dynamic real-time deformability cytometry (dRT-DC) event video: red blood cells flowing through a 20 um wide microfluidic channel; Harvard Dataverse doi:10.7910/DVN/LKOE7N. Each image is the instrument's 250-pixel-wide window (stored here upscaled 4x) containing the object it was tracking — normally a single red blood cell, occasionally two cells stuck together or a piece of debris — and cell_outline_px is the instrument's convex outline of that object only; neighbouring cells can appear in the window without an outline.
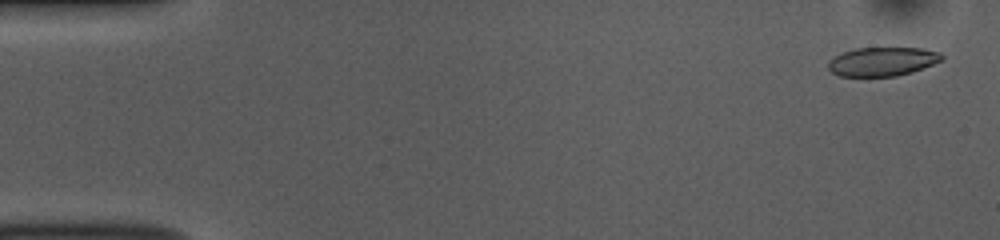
{"species": "common noctule bat (a hibernating species)", "species_latin": "Nyctalus noctula", "temperature_condition": "room temperature", "stored_images_in_passage": 52, "camera_frame_rate_fps": 3000, "um_per_image_px": 0.085, "animal": {"sex": "female", "body_mass_g": 10.0, "forearm_length_mm": 53.1}, "frame": {"image": 1, "passage_image": 2, "time_ms": 0.333, "image_size_px": [1000, 240], "cell_outline_px": [[944, 60], [912, 72], [896, 76], [840, 76], [832, 72], [828, 68], [828, 60], [844, 52], [856, 48], [924, 48], [940, 52], [944, 56]], "centroid_in_image_um": [75.04, 5.23], "position_along_channel_um": 10.0, "area_um2": 19.13}}
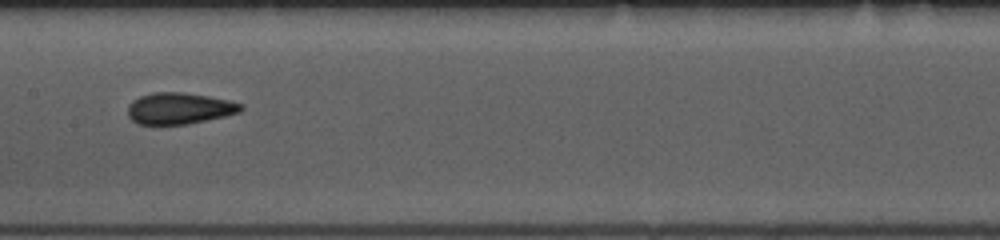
{"frame": {"image": 2, "passage_image": 26, "time_ms": 8.333, "image_size_px": [1000, 240], "cell_outline_px": [[244, 108], [240, 112], [224, 116], [188, 124], [136, 124], [128, 116], [128, 104], [132, 100], [140, 96], [156, 92], [184, 92], [208, 96], [228, 100], [244, 104]], "centroid_in_image_um": [15.24, 9.21], "position_along_channel_um": 192.2, "area_um2": 20.75}}
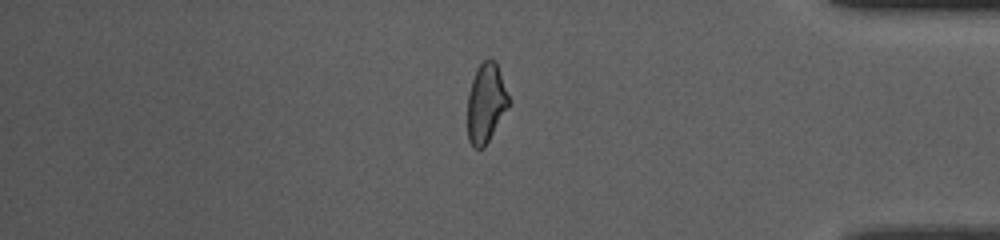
{"frame": {"image": 3, "passage_image": 44, "time_ms": 14.333, "image_size_px": [1000, 240], "cell_outline_px": [[512, 100], [508, 108], [484, 148], [472, 148], [468, 140], [468, 92], [476, 68], [488, 56], [496, 60]], "centroid_in_image_um": [41.34, 8.72], "position_along_channel_um": 393.9, "area_um2": 19.59}, "authors_computed_cell_mechanics": {"area_um2": 20.6635, "velocity_mm_per_s": 3.8201, "shape_relaxation_time_tau1_ms": 4.7072, "shape_relaxation_time_tau2_ms": 1.7533, "deformation_change_tau1": 0.1279, "deformation_change_tau2": 0.0721}}